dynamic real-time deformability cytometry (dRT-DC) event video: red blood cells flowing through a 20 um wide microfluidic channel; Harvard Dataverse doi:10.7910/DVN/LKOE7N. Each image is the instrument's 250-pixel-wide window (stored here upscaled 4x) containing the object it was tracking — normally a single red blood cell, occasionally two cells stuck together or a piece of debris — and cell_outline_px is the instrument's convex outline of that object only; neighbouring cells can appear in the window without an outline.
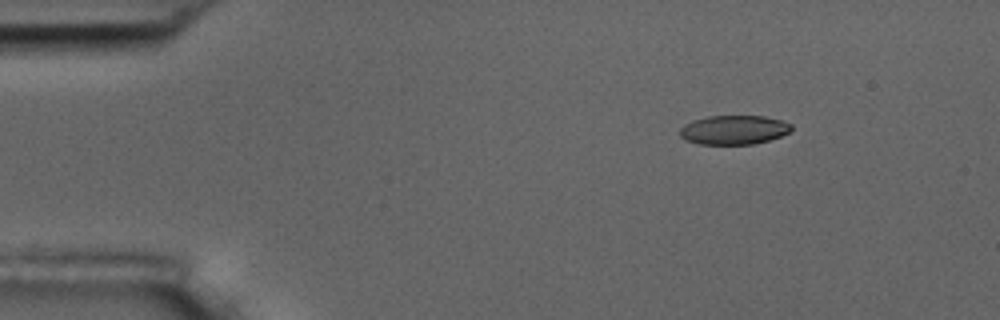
{"species": "common noctule bat (a hibernating species)", "species_latin": "Nyctalus noctula", "temperature_condition": "room temperature", "stored_images_in_passage": 4, "camera_frame_rate_fps": 3000, "um_per_image_px": 0.085, "animal": {"sex": "male", "body_mass_g": 17.5, "forearm_length_mm": 52.3}, "frame": {"image": 1, "passage_image": 4, "time_ms": 3.667, "image_size_px": [1000, 320], "cell_outline_px": [[792, 132], [768, 140], [752, 144], [700, 144], [684, 140], [680, 136], [680, 128], [684, 124], [692, 120], [708, 116], [764, 116], [780, 120], [792, 124]], "centroid_in_image_um": [62.36, 11.04], "position_along_channel_um": 22.6, "area_um2": 19.02}}